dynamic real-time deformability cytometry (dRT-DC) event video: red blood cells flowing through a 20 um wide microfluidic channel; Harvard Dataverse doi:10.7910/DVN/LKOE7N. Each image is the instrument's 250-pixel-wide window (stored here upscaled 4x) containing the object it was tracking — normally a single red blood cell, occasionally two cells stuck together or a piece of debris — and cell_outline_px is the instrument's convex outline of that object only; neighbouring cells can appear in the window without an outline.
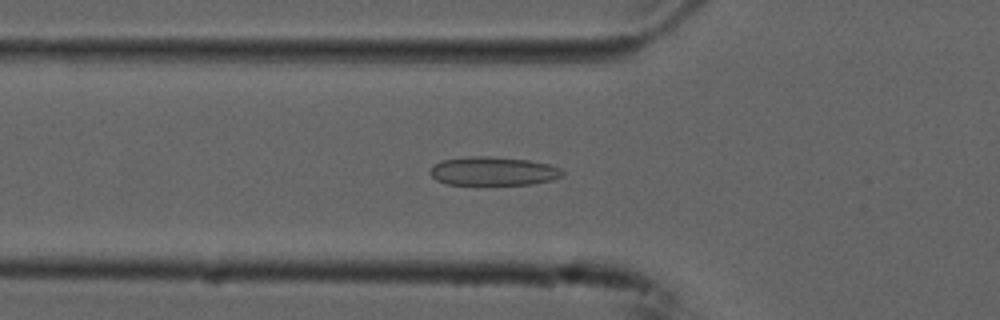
{"species": "common noctule bat (a hibernating species)", "species_latin": "Nyctalus noctula", "temperature_condition": "cold", "stored_images_in_passage": 47, "camera_frame_rate_fps": 3000, "um_per_image_px": 0.085, "animal": {"sex": "male", "forearm_length_mm": 52.5}, "frame": {"image": 1, "passage_image": 11, "time_ms": 3.333, "image_size_px": [1000, 320], "cell_outline_px": [[564, 176], [552, 180], [532, 184], [444, 184], [436, 180], [432, 176], [432, 168], [436, 164], [444, 160], [468, 156], [488, 156], [528, 160], [548, 164], [560, 168], [564, 172]], "centroid_in_image_um": [41.97, 14.55], "position_along_channel_um": 83.8, "area_um2": 21.91}}
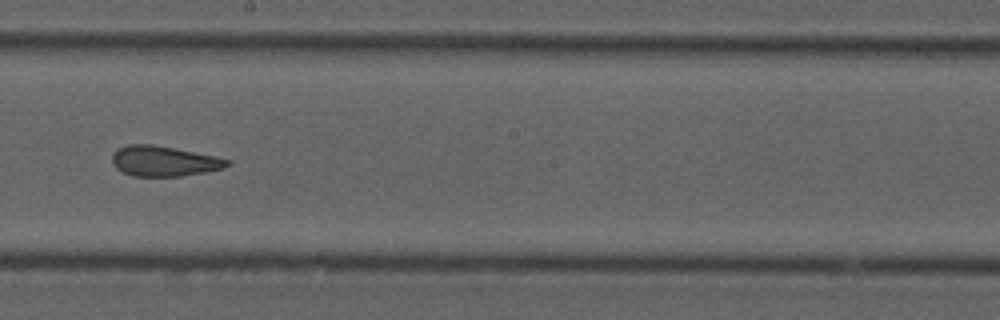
{"frame": {"image": 2, "passage_image": 23, "time_ms": 7.333, "image_size_px": [1000, 320], "cell_outline_px": [[232, 164], [224, 168], [204, 172], [180, 176], [132, 176], [116, 168], [112, 164], [112, 152], [116, 148], [128, 144], [152, 144], [232, 160]], "centroid_in_image_um": [13.89, 13.69], "position_along_channel_um": 234.3, "area_um2": 20.23}}
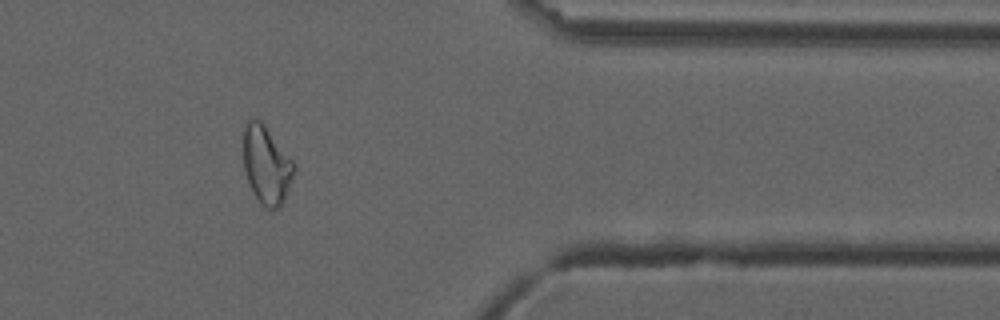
{"frame": {"image": 3, "passage_image": 37, "time_ms": 12.0, "image_size_px": [1000, 320], "cell_outline_px": [[296, 168], [292, 180], [284, 200], [276, 208], [264, 208], [260, 204], [248, 180], [244, 168], [244, 120], [260, 120], [264, 124], [296, 164]], "centroid_in_image_um": [22.66, 14.0], "position_along_channel_um": 388.7, "area_um2": 22.77}, "authors_computed_cell_mechanics": {"area_um2": 22.4842, "velocity_mm_per_s": 3.7451, "shape_relaxation_time_tau1_ms": null, "shape_relaxation_time_tau2_ms": 2.5824, "deformation_change_tau1": null, "deformation_change_tau2": 0.0742}}